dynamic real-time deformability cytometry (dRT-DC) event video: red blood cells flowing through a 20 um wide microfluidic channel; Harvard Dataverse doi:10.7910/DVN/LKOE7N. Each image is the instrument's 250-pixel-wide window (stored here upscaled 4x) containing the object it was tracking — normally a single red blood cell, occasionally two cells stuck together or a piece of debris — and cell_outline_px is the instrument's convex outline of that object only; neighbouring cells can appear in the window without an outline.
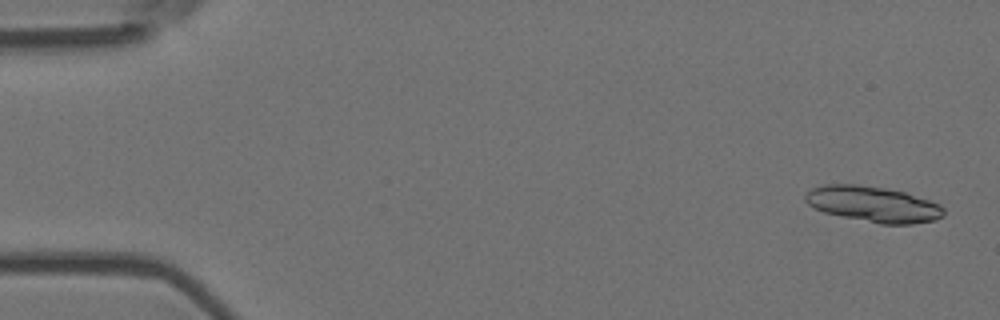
{"species": "Egyptian fruit bat (a non-hibernating species)", "species_latin": "Rousettus aegyptiacus", "temperature_condition": "room temperature", "stored_images_in_passage": 5, "camera_frame_rate_fps": 3000, "um_per_image_px": 0.085, "animal": {"sex": "female"}, "frame": {"image": 1, "passage_image": 1, "time_ms": 0.0, "image_size_px": [1000, 320], "cell_outline_px": [[944, 216], [936, 220], [912, 224], [880, 224], [824, 212], [808, 204], [804, 200], [804, 192], [812, 188], [824, 184], [860, 184], [884, 188], [904, 192], [940, 204], [944, 208]], "centroid_in_image_um": [74.21, 17.35], "position_along_channel_um": 10.8, "area_um2": 28.84}}
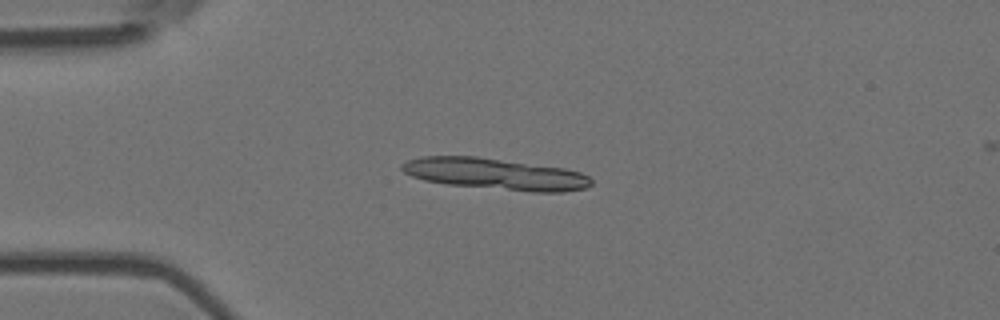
{"frame": {"image": 2, "passage_image": 4, "time_ms": 1.0, "image_size_px": [1000, 320], "cell_outline_px": [[592, 184], [584, 188], [564, 192], [532, 192], [448, 184], [424, 180], [412, 176], [404, 172], [400, 168], [400, 164], [408, 160], [420, 156], [476, 156], [564, 168], [580, 172], [588, 176], [592, 180]], "centroid_in_image_um": [42.08, 14.78], "position_along_channel_um": 42.9, "area_um2": 34.62}}